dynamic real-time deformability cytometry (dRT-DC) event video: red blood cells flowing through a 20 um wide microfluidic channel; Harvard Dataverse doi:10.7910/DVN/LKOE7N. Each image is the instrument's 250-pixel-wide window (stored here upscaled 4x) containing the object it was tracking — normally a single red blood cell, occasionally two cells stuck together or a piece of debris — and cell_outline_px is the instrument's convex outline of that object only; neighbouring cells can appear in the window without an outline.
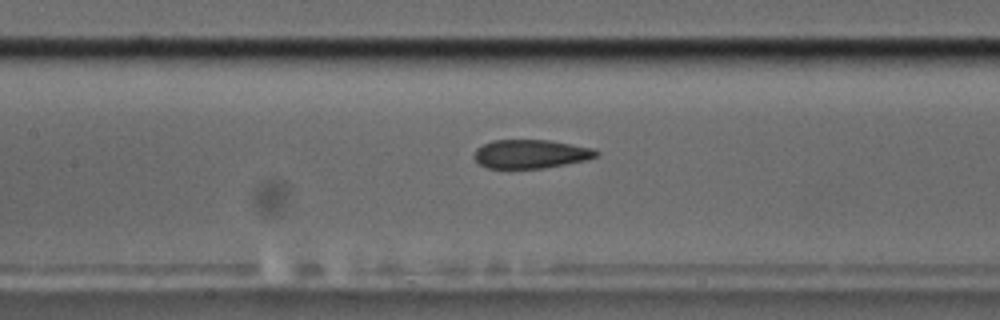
{"species": "common noctule bat (a hibernating species)", "species_latin": "Nyctalus noctula", "temperature_condition": "cold", "stored_images_in_passage": 8, "segment_of_instrument_passage": [2, 2], "camera_frame_rate_fps": 3000, "um_per_image_px": 0.085, "animal": {"sex": "male", "body_mass_g": 17.5, "forearm_length_mm": 52.3}, "frame": {"image": 1, "passage_image": 8, "time_ms": 8.0, "image_size_px": [1000, 320], "cell_outline_px": [[600, 152], [596, 156], [584, 160], [544, 168], [488, 168], [480, 164], [472, 156], [476, 148], [492, 140], [548, 140], [592, 148]], "centroid_in_image_um": [45.06, 13.08], "position_along_channel_um": 162.3, "area_um2": 20.23}}